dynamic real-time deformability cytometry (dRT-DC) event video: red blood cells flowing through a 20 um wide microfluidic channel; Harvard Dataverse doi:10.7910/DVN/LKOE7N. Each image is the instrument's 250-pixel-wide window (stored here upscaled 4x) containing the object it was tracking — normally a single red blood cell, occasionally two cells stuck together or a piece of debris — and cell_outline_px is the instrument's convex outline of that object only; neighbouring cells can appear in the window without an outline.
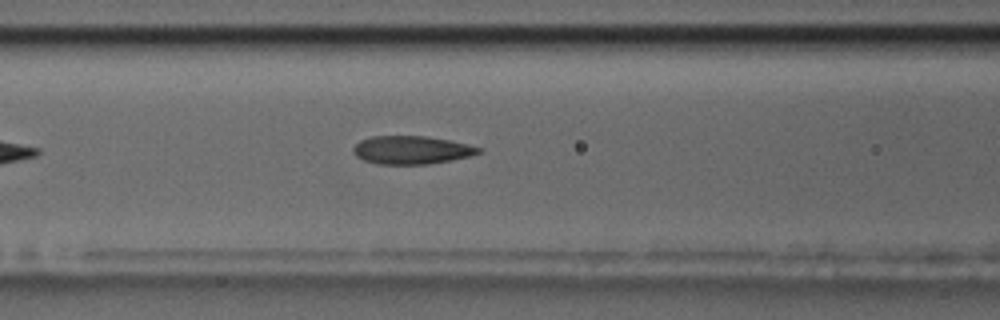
{"species": "common noctule bat (a hibernating species)", "species_latin": "Nyctalus noctula", "temperature_condition": "room temperature", "stored_images_in_passage": 26, "camera_frame_rate_fps": 3000, "um_per_image_px": 0.085, "animal": {"sex": "male", "body_mass_g": 17.5, "forearm_length_mm": 52.3}, "frame": {"image": 1, "passage_image": 11, "time_ms": 3.333, "image_size_px": [1000, 320], "cell_outline_px": [[480, 152], [472, 156], [452, 160], [428, 164], [380, 164], [364, 160], [356, 156], [352, 152], [352, 148], [360, 140], [372, 136], [428, 136], [468, 144], [480, 148]], "centroid_in_image_um": [34.97, 12.75], "position_along_channel_um": 131.6, "area_um2": 20.58}}
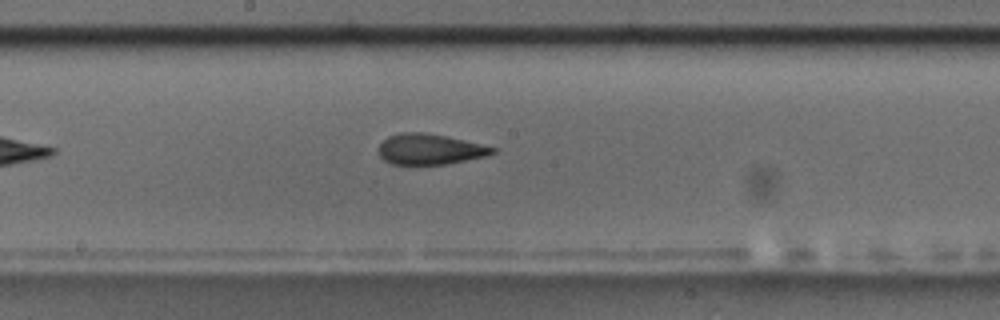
{"frame": {"image": 2, "passage_image": 18, "time_ms": 5.667, "image_size_px": [1000, 320], "cell_outline_px": [[496, 152], [484, 156], [444, 164], [392, 164], [384, 160], [380, 156], [380, 144], [388, 136], [400, 132], [424, 132], [464, 140], [496, 148]], "centroid_in_image_um": [36.5, 12.67], "position_along_channel_um": 211.7, "area_um2": 19.94}}
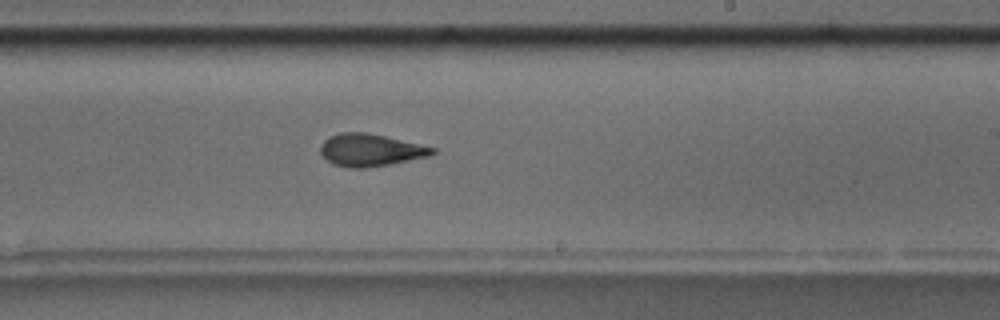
{"frame": {"image": 3, "passage_image": 22, "time_ms": 7.0, "image_size_px": [1000, 320], "cell_outline_px": [[436, 152], [428, 156], [388, 164], [364, 168], [348, 168], [332, 164], [320, 152], [320, 144], [328, 136], [340, 132], [368, 132], [436, 148]], "centroid_in_image_um": [31.44, 12.74], "position_along_channel_um": 257.6, "area_um2": 21.04}}